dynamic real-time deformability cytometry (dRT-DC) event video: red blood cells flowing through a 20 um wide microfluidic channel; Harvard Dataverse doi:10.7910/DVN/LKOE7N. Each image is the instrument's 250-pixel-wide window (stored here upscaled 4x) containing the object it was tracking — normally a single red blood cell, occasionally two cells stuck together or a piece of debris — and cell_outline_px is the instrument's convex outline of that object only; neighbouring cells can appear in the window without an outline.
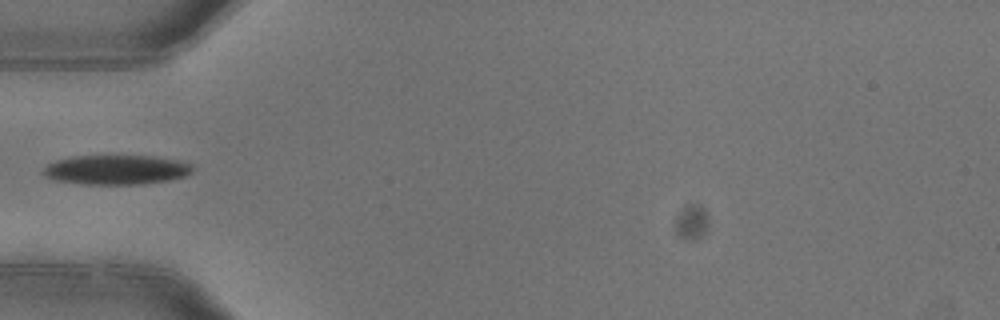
{"species": "common noctule bat (a hibernating species)", "species_latin": "Nyctalus noctula", "temperature_condition": "warm", "stored_images_in_passage": 2, "camera_frame_rate_fps": 3000, "um_per_image_px": 0.085, "animal": {"sex": "female"}, "frame": {"image": 1, "passage_image": 1, "time_ms": 0.0, "image_size_px": [1000, 320], "cell_outline_px": [[192, 172], [184, 176], [168, 180], [144, 184], [84, 184], [56, 180], [44, 176], [40, 172], [48, 164], [56, 160], [72, 156], [156, 156], [180, 160], [192, 164]], "centroid_in_image_um": [9.88, 14.42], "position_along_channel_um": 75.1, "area_um2": 25.78}}